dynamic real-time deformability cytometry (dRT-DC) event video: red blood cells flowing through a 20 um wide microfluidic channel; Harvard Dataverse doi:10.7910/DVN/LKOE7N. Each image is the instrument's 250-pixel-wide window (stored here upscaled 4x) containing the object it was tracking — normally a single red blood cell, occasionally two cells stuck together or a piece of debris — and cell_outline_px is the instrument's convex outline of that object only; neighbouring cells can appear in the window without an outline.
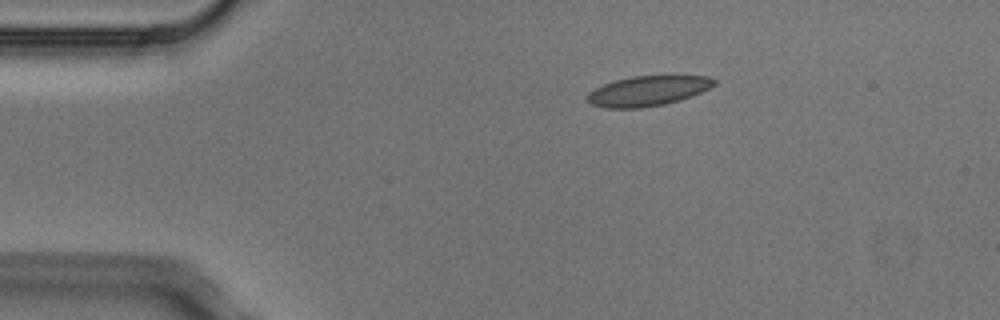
{"species": "Egyptian fruit bat (a non-hibernating species)", "species_latin": "Rousettus aegyptiacus", "temperature_condition": "cold", "stored_images_in_passage": 4, "camera_frame_rate_fps": 3000, "um_per_image_px": 0.085, "animal": {"sex": "male"}, "frame": {"image": 1, "passage_image": 1, "time_ms": 0.0, "image_size_px": [1000, 320], "cell_outline_px": [[716, 84], [692, 96], [680, 100], [664, 104], [640, 108], [604, 108], [592, 104], [588, 100], [588, 96], [596, 88], [604, 84], [616, 80], [632, 76], [708, 76], [716, 80]], "centroid_in_image_um": [55.1, 7.73], "position_along_channel_um": 29.9, "area_um2": 21.85}}
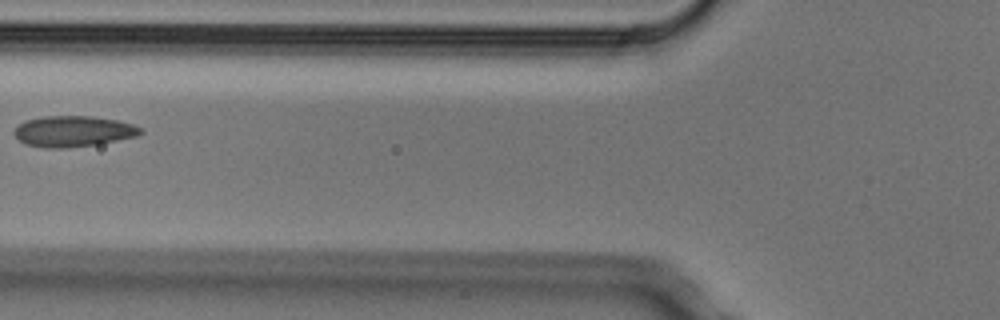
{"frame": {"image": 2, "passage_image": 4, "time_ms": 1.0, "image_size_px": [1000, 320], "cell_outline_px": [[144, 132], [136, 136], [96, 144], [68, 148], [40, 148], [24, 144], [12, 132], [20, 124], [28, 120], [44, 116], [88, 116], [116, 120], [132, 124], [140, 128]], "centroid_in_image_um": [6.19, 11.17], "position_along_channel_um": 119.6, "area_um2": 22.54}}